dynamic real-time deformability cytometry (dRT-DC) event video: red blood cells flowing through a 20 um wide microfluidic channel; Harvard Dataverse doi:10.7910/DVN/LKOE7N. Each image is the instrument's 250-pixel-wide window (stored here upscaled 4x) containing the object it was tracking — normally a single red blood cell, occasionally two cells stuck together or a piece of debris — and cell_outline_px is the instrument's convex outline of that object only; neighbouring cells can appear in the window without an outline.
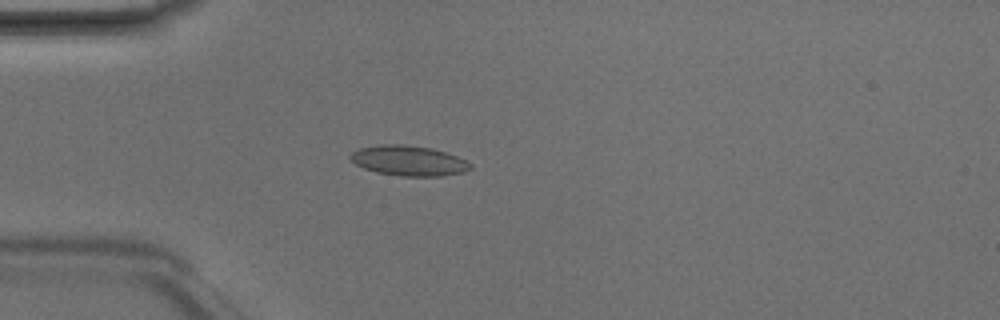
{"species": "Egyptian fruit bat (a non-hibernating species)", "species_latin": "Rousettus aegyptiacus", "temperature_condition": "room temperature", "stored_images_in_passage": 2, "camera_frame_rate_fps": 3000, "um_per_image_px": 0.085, "animal": {"sex": "male"}, "frame": {"image": 1, "passage_image": 2, "time_ms": 0.333, "image_size_px": [1000, 320], "cell_outline_px": [[472, 168], [464, 172], [440, 176], [400, 176], [376, 172], [364, 168], [356, 164], [348, 156], [352, 152], [360, 148], [380, 144], [404, 144], [432, 148], [456, 156], [472, 164]], "centroid_in_image_um": [34.73, 13.65], "position_along_channel_um": 50.3, "area_um2": 21.04}}